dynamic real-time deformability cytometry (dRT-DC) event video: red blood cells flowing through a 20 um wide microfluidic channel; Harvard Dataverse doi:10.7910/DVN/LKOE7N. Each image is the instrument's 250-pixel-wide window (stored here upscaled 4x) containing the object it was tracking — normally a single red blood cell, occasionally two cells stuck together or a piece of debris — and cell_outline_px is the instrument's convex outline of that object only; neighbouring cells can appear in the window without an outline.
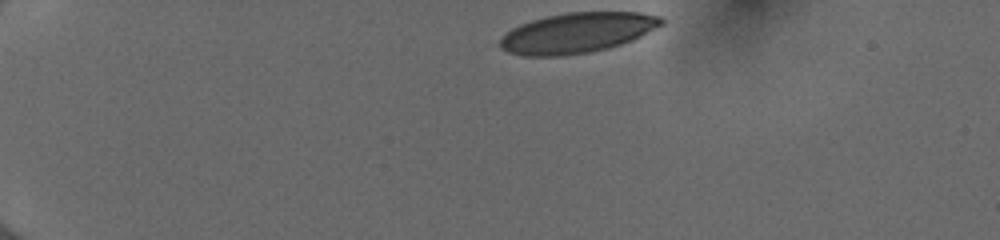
{"species": "human", "species_latin": "Homo sapiens", "temperature_condition": "cold", "stored_images_in_passage": 38, "camera_frame_rate_fps": 3000, "um_per_image_px": 0.085, "donor": {"sex": "female"}, "frame": {"image": 1, "passage_image": 1, "time_ms": 0.0, "image_size_px": [1000, 240], "cell_outline_px": [[664, 24], [632, 40], [608, 48], [588, 52], [560, 56], [524, 56], [508, 52], [500, 48], [500, 40], [512, 28], [520, 24], [532, 20], [548, 16], [568, 12], [640, 12], [660, 16], [664, 20]], "centroid_in_image_um": [49.07, 2.79], "position_along_channel_um": 35.9, "area_um2": 37.63}}
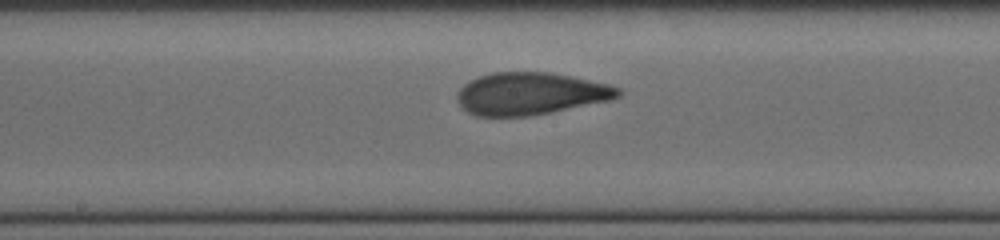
{"frame": {"image": 2, "passage_image": 20, "time_ms": 6.333, "image_size_px": [1000, 240], "cell_outline_px": [[624, 92], [620, 96], [608, 100], [552, 112], [528, 116], [476, 116], [460, 108], [456, 100], [456, 96], [460, 88], [468, 80], [492, 72], [548, 72], [572, 76], [608, 84], [620, 88]], "centroid_in_image_um": [45.05, 7.96], "position_along_channel_um": 203.1, "area_um2": 39.88}}
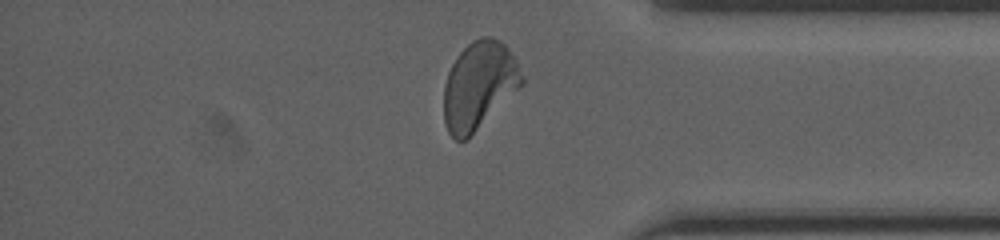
{"frame": {"image": 3, "passage_image": 35, "time_ms": 11.333, "image_size_px": [1000, 240], "cell_outline_px": [[524, 84], [468, 140], [456, 140], [448, 132], [444, 124], [444, 84], [448, 72], [452, 64], [460, 52], [472, 40], [480, 36], [492, 36], [500, 40], [508, 48], [524, 76]], "centroid_in_image_um": [40.72, 7.28], "position_along_channel_um": 394.5, "area_um2": 40.23}, "authors_computed_cell_mechanics": {"area_um2": 39.304, "velocity_mm_per_s": 3.9879, "shape_relaxation_time_tau1_ms": 4.3433, "shape_relaxation_time_tau2_ms": 0.9371, "deformation_change_tau1": 0.1901, "deformation_change_tau2": 0.0664}}